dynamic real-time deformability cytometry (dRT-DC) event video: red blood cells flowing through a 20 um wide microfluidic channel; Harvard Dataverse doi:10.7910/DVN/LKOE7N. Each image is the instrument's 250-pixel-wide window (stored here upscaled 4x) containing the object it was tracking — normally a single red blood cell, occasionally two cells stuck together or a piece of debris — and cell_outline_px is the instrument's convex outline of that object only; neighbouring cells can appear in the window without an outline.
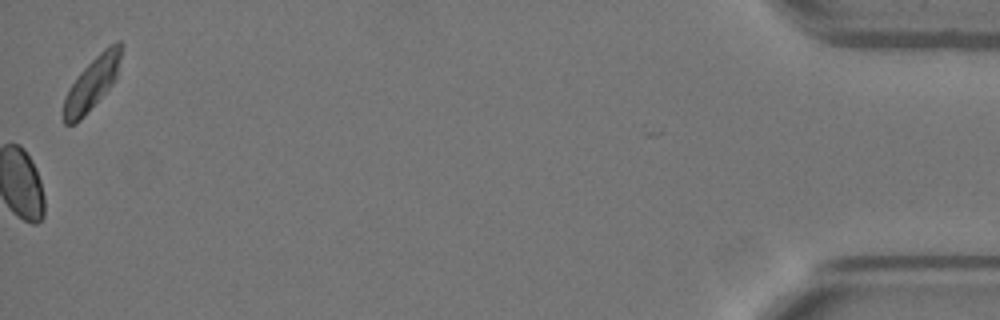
{"species": "Egyptian fruit bat (a non-hibernating species)", "species_latin": "Rousettus aegyptiacus", "temperature_condition": "warm", "stored_images_in_passage": 46, "camera_frame_rate_fps": 3000, "um_per_image_px": 0.085, "animal": {"sex": "female"}, "frame": {"image": 1, "passage_image": 46, "time_ms": 15.0, "image_size_px": [1000, 320], "cell_outline_px": [[124, 48], [116, 76], [112, 84], [84, 116], [76, 124], [64, 124], [64, 96], [68, 88], [80, 72], [108, 44], [116, 40], [120, 40], [124, 44]], "centroid_in_image_um": [7.85, 7.02], "position_along_channel_um": 427.3, "area_um2": 17.69}}